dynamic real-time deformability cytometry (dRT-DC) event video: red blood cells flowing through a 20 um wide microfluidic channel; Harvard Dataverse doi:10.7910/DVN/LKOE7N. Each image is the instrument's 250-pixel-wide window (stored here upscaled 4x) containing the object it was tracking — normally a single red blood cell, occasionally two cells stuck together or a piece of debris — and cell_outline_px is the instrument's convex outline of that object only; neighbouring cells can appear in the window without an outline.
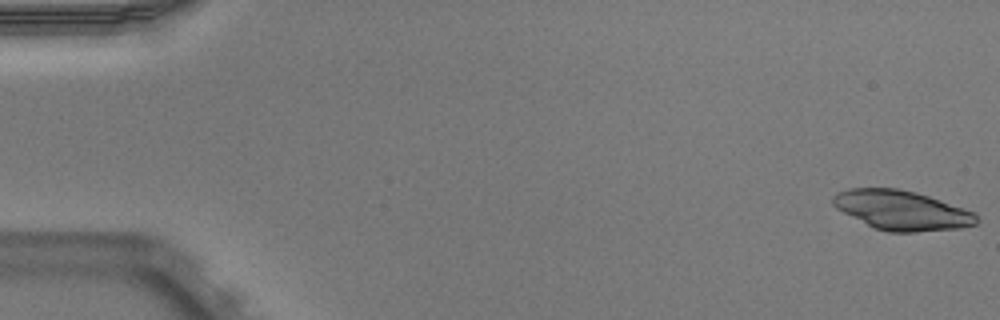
{"species": "Egyptian fruit bat (a non-hibernating species)", "species_latin": "Rousettus aegyptiacus", "temperature_condition": "warm", "stored_images_in_passage": 16, "camera_frame_rate_fps": 3000, "um_per_image_px": 0.085, "animal": {"sex": "male"}, "frame": {"image": 1, "passage_image": 1, "time_ms": 0.0, "image_size_px": [1000, 320], "cell_outline_px": [[980, 220], [976, 224], [960, 228], [916, 232], [888, 232], [876, 228], [836, 208], [832, 204], [832, 196], [836, 192], [848, 188], [896, 188], [916, 192], [976, 212]], "centroid_in_image_um": [76.67, 17.86], "position_along_channel_um": 8.3, "area_um2": 32.95}}
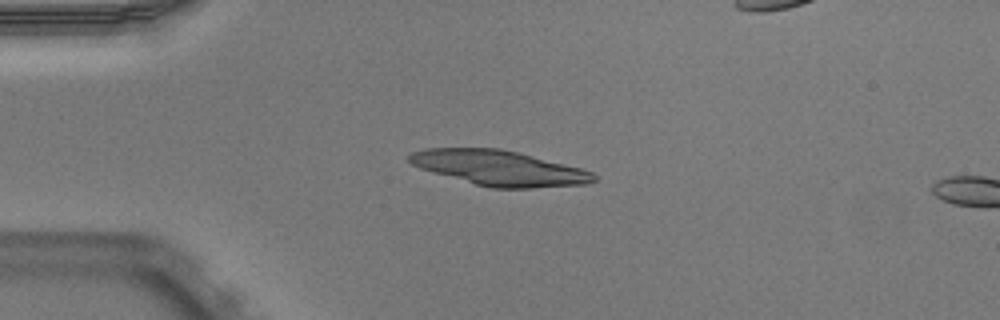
{"frame": {"image": 2, "passage_image": 13, "time_ms": 4.0, "image_size_px": [1000, 320], "cell_outline_px": [[596, 180], [588, 184], [528, 188], [492, 188], [476, 184], [420, 168], [412, 164], [408, 160], [408, 156], [412, 152], [424, 148], [500, 148], [580, 168], [592, 172], [596, 176]], "centroid_in_image_um": [42.42, 14.28], "position_along_channel_um": 42.6, "area_um2": 37.22}}